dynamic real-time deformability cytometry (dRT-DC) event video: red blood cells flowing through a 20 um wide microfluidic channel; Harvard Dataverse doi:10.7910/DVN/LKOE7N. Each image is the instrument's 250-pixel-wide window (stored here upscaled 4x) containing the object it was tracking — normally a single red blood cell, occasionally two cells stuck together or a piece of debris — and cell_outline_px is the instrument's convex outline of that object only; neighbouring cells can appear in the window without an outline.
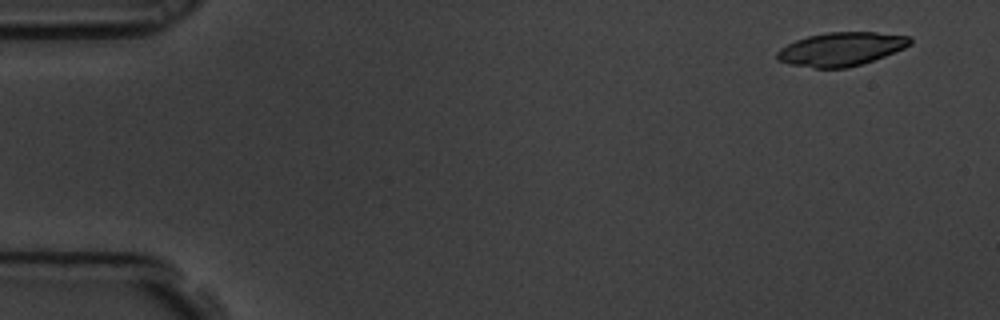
{"species": "common noctule bat (a hibernating species)", "species_latin": "Nyctalus noctula", "temperature_condition": "room temperature", "stored_images_in_passage": 5, "camera_frame_rate_fps": 3000, "um_per_image_px": 0.085, "animal": {"sex": "male", "body_mass_g": 19.5, "forearm_length_mm": 54.6}, "frame": {"image": 1, "passage_image": 1, "time_ms": 0.0, "image_size_px": [1000, 320], "cell_outline_px": [[912, 44], [904, 48], [884, 56], [848, 68], [816, 68], [788, 64], [776, 60], [776, 52], [780, 48], [796, 40], [808, 36], [828, 32], [876, 32], [908, 36], [912, 40]], "centroid_in_image_um": [71.47, 4.17], "position_along_channel_um": 13.5, "area_um2": 25.95}}
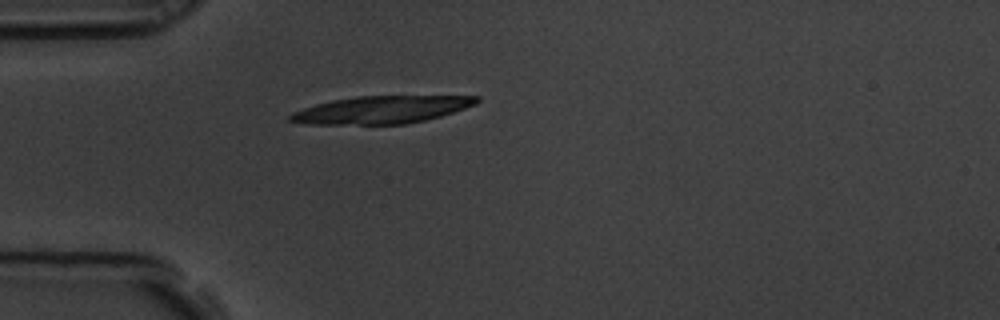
{"frame": {"image": 2, "passage_image": 5, "time_ms": 1.333, "image_size_px": [1000, 320], "cell_outline_px": [[480, 100], [476, 104], [440, 116], [424, 120], [404, 124], [308, 124], [288, 120], [288, 116], [292, 112], [316, 104], [332, 100], [356, 96], [480, 96]], "centroid_in_image_um": [32.41, 9.32], "position_along_channel_um": 52.6, "area_um2": 29.65}}